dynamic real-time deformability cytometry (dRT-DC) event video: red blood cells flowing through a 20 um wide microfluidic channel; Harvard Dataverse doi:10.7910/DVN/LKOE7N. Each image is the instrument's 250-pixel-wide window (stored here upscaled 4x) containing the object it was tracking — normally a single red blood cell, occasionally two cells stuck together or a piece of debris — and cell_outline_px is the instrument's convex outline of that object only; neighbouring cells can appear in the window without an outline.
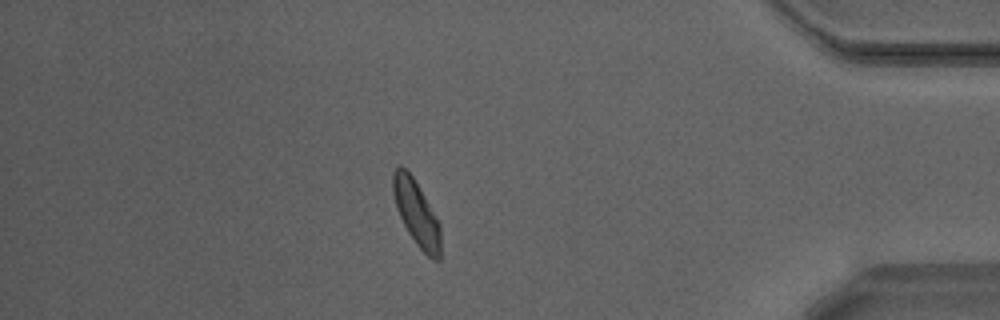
{"species": "Egyptian fruit bat (a non-hibernating species)", "species_latin": "Rousettus aegyptiacus", "temperature_condition": "warm", "stored_images_in_passage": 44, "camera_frame_rate_fps": 3000, "um_per_image_px": 0.085, "animal": {"sex": "male"}, "frame": {"image": 1, "passage_image": 38, "time_ms": 12.333, "image_size_px": [1000, 320], "cell_outline_px": [[440, 260], [432, 260], [416, 244], [408, 232], [396, 208], [392, 192], [392, 172], [400, 164], [412, 176], [436, 216], [440, 224]], "centroid_in_image_um": [35.38, 18.11], "position_along_channel_um": 399.8, "area_um2": 17.98}, "authors_computed_cell_mechanics": {"area_um2": 18.496, "velocity_mm_per_s": 4.1796, "shape_relaxation_time_tau1_ms": 2.2741, "shape_relaxation_time_tau2_ms": 4.8408, "deformation_change_tau1": 0.1342, "deformation_change_tau2": 0.1082}}